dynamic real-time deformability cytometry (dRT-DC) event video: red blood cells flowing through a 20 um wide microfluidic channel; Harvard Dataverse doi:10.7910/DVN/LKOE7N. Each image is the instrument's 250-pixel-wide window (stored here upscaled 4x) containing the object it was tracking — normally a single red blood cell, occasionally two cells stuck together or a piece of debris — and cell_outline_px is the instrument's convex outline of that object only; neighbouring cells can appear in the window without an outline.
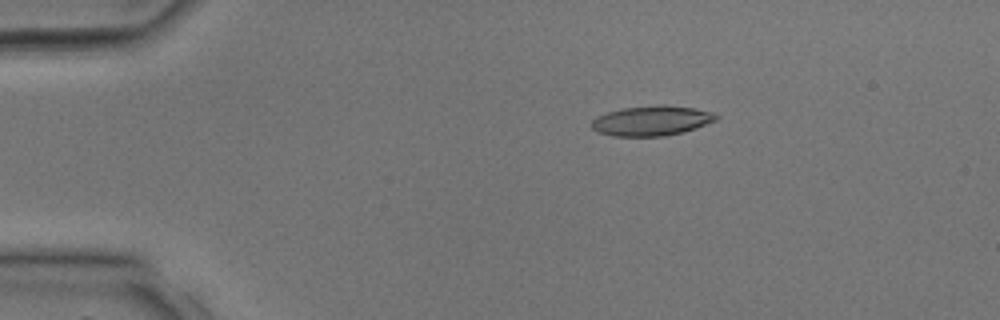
{"species": "common noctule bat (a hibernating species)", "species_latin": "Nyctalus noctula", "temperature_condition": "room temperature", "stored_images_in_passage": 31, "camera_frame_rate_fps": 3000, "um_per_image_px": 0.085, "animal": {"sex": "male", "body_mass_g": 17.9, "forearm_length_mm": 54.2}, "frame": {"image": 1, "passage_image": 4, "time_ms": 1.0, "image_size_px": [1000, 320], "cell_outline_px": [[720, 116], [716, 120], [696, 128], [664, 136], [612, 136], [596, 132], [592, 128], [592, 120], [596, 116], [608, 112], [624, 108], [664, 104], [696, 108], [712, 112]], "centroid_in_image_um": [55.39, 10.25], "position_along_channel_um": 29.6, "area_um2": 21.73}}
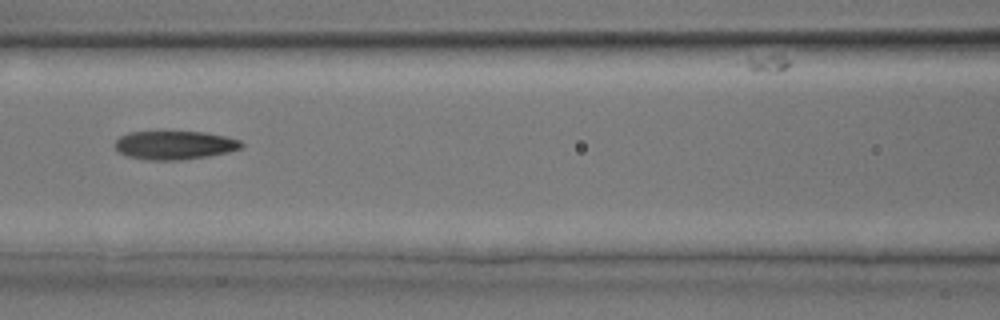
{"frame": {"image": 2, "passage_image": 13, "time_ms": 4.0, "image_size_px": [1000, 320], "cell_outline_px": [[244, 144], [240, 148], [228, 152], [208, 156], [180, 160], [148, 160], [128, 156], [120, 152], [112, 144], [120, 136], [128, 132], [204, 132], [224, 136], [240, 140]], "centroid_in_image_um": [14.82, 12.34], "position_along_channel_um": 151.8, "area_um2": 20.98}}
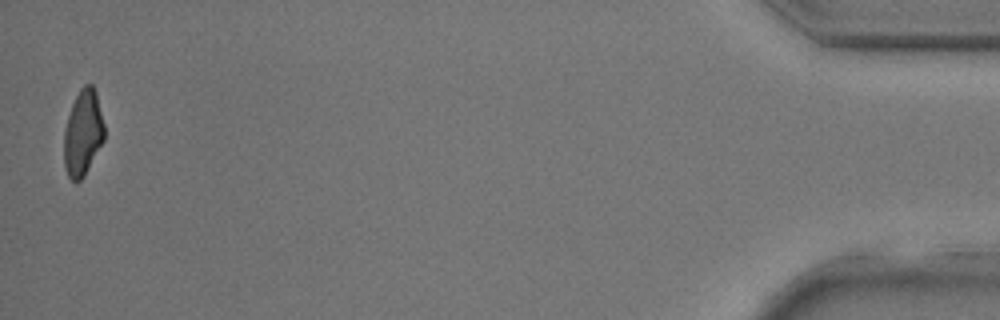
{"frame": {"image": 3, "passage_image": 31, "time_ms": 10.0, "image_size_px": [1000, 320], "cell_outline_px": [[104, 140], [84, 176], [76, 184], [68, 176], [64, 164], [64, 128], [72, 104], [80, 88], [84, 84], [92, 84], [96, 92], [104, 124]], "centroid_in_image_um": [7.04, 11.3], "position_along_channel_um": 428.2, "area_um2": 20.17}}